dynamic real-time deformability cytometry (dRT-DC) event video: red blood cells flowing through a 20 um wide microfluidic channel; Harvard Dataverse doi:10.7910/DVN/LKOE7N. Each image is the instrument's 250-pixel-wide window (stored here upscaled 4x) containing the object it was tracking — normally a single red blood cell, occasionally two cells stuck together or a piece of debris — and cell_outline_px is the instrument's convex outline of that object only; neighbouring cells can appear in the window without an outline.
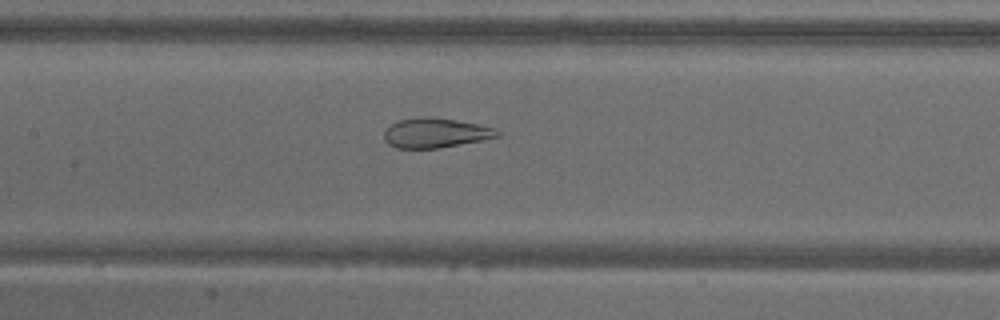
{"species": "common noctule bat (a hibernating species)", "species_latin": "Nyctalus noctula", "temperature_condition": "warm", "stored_images_in_passage": 53, "camera_frame_rate_fps": 3000, "um_per_image_px": 0.085, "animal": {"sex": "male", "body_mass_g": 18.8}, "frame": {"image": 1, "passage_image": 25, "time_ms": 8.0, "image_size_px": [1000, 320], "cell_outline_px": [[500, 136], [440, 148], [396, 148], [388, 144], [384, 140], [384, 128], [400, 120], [428, 116], [432, 116], [456, 120], [496, 128], [500, 132]], "centroid_in_image_um": [36.99, 11.3], "position_along_channel_um": 170.4, "area_um2": 19.54}}
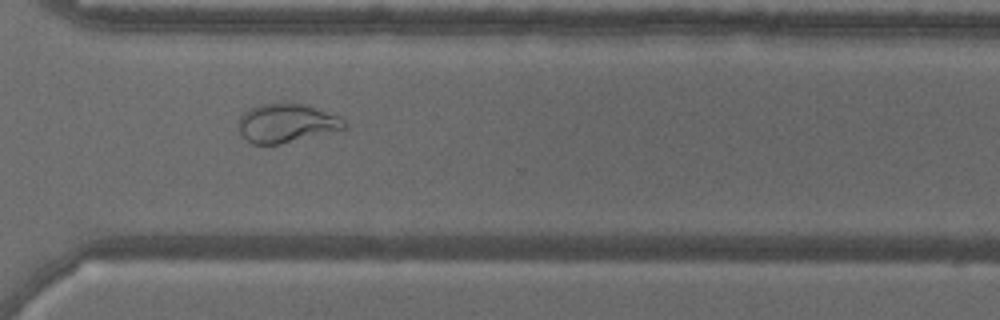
{"frame": {"image": 2, "passage_image": 39, "time_ms": 12.667, "image_size_px": [1000, 320], "cell_outline_px": [[344, 128], [280, 144], [252, 144], [240, 132], [240, 116], [248, 108], [260, 104], [304, 104], [340, 116], [344, 120]], "centroid_in_image_um": [24.32, 10.46], "position_along_channel_um": 346.3, "area_um2": 23.24}}
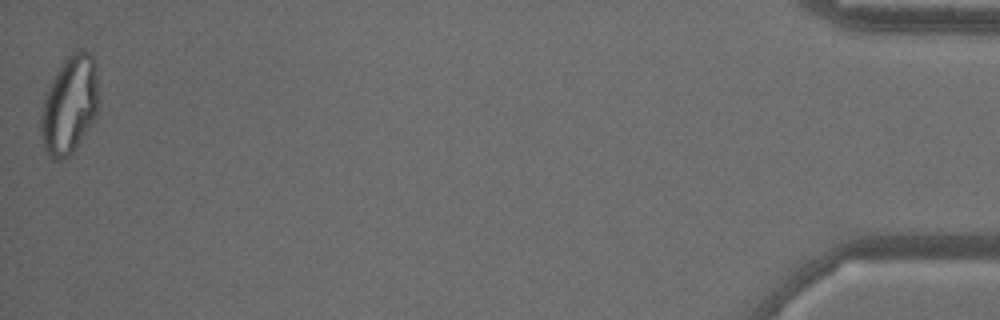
{"frame": {"image": 3, "passage_image": 53, "time_ms": 17.333, "image_size_px": [1000, 320], "cell_outline_px": [[96, 116], [72, 152], [68, 156], [60, 160], [52, 160], [40, 144], [40, 116], [44, 100], [52, 80], [60, 64], [76, 48], [88, 52], [92, 56], [96, 68]], "centroid_in_image_um": [5.86, 8.94], "position_along_channel_um": 429.3, "area_um2": 32.6}, "authors_computed_cell_mechanics": {"area_um2": 27.5706, "velocity_mm_per_s": 3.7866, "shape_relaxation_time_tau1_ms": null, "shape_relaxation_time_tau2_ms": 0.8594, "deformation_change_tau1": null, "deformation_change_tau2": 0.0735}}